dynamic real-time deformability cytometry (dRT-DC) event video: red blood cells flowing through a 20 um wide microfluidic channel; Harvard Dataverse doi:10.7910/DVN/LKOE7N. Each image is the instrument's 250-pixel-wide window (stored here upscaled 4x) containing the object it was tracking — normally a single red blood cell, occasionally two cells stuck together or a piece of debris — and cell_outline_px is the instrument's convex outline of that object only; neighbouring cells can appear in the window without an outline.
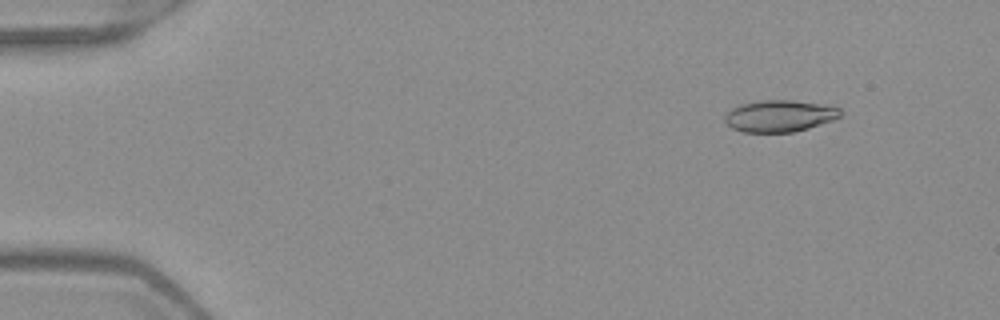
{"species": "Egyptian fruit bat (a non-hibernating species)", "species_latin": "Rousettus aegyptiacus", "temperature_condition": "warm", "stored_images_in_passage": 49, "camera_frame_rate_fps": 3000, "um_per_image_px": 0.085, "frame": {"image": 1, "passage_image": 3, "time_ms": 0.667, "image_size_px": [1000, 320], "cell_outline_px": [[844, 112], [840, 116], [832, 120], [808, 128], [792, 132], [744, 132], [732, 128], [724, 120], [724, 116], [732, 108], [740, 104], [764, 100], [792, 100], [820, 104], [840, 108]], "centroid_in_image_um": [66.26, 9.85], "position_along_channel_um": 18.7, "area_um2": 21.21}}
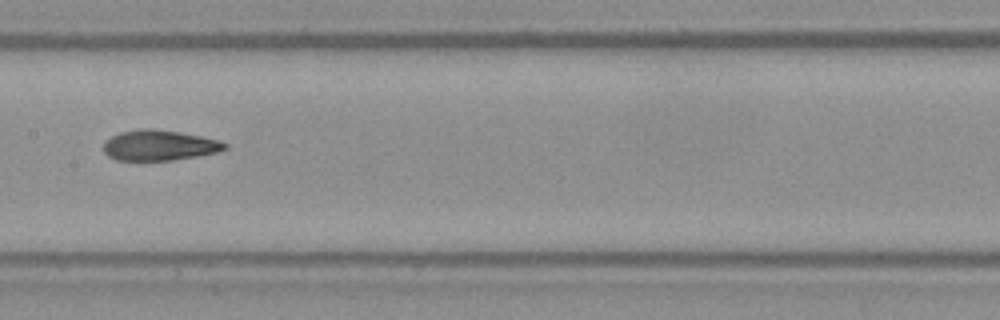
{"frame": {"image": 2, "passage_image": 24, "time_ms": 7.667, "image_size_px": [1000, 320], "cell_outline_px": [[228, 148], [216, 152], [196, 156], [172, 160], [116, 160], [108, 156], [104, 152], [104, 140], [120, 132], [140, 128], [148, 128], [180, 132], [200, 136], [216, 140], [228, 144]], "centroid_in_image_um": [13.5, 12.35], "position_along_channel_um": 193.9, "area_um2": 21.39}}
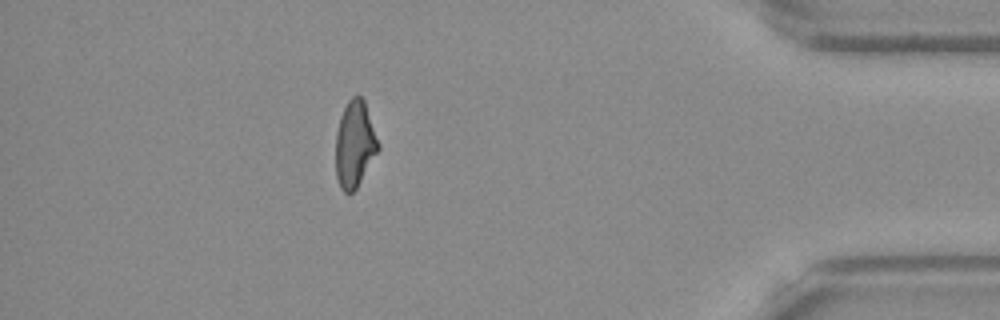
{"frame": {"image": 3, "passage_image": 43, "time_ms": 14.0, "image_size_px": [1000, 320], "cell_outline_px": [[380, 148], [356, 188], [352, 192], [344, 192], [340, 188], [336, 176], [336, 132], [340, 116], [348, 100], [352, 96], [360, 96], [364, 100], [380, 144]], "centroid_in_image_um": [30.15, 12.24], "position_along_channel_um": 405.1, "area_um2": 21.33}, "authors_computed_cell_mechanics": {"area_um2": 21.6172, "velocity_mm_per_s": 4.0142, "shape_relaxation_time_tau1_ms": 8.4134, "shape_relaxation_time_tau2_ms": 2.2882, "deformation_change_tau1": 0.2256, "deformation_change_tau2": 0.0971}}